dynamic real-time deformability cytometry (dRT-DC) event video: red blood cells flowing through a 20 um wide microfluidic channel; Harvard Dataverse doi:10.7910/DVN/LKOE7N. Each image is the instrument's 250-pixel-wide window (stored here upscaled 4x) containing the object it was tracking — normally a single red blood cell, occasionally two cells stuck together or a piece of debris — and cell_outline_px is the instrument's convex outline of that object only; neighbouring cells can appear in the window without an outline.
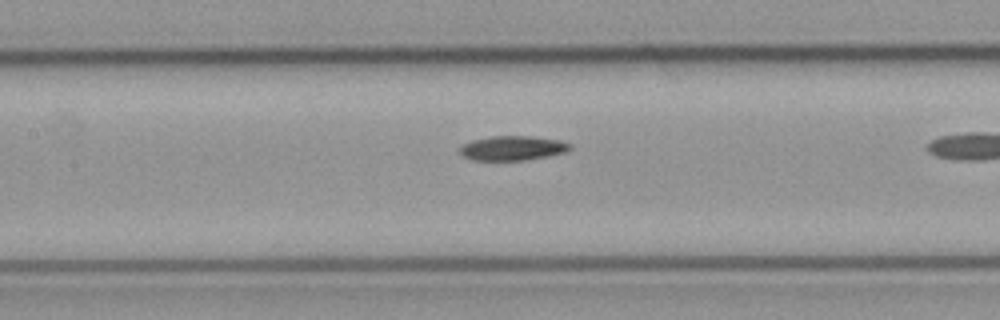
{"species": "common noctule bat (a hibernating species)", "species_latin": "Nyctalus noctula", "temperature_condition": "cold", "stored_images_in_passage": 16, "camera_frame_rate_fps": 3000, "um_per_image_px": 0.085, "animal": {"sex": "male", "body_mass_g": 23.1, "forearm_length_mm": 52.7}, "frame": {"image": 1, "passage_image": 14, "time_ms": 4.333, "image_size_px": [1000, 320], "cell_outline_px": [[572, 148], [568, 152], [528, 160], [472, 160], [464, 156], [460, 152], [460, 148], [464, 144], [472, 140], [492, 136], [532, 136], [560, 140], [572, 144]], "centroid_in_image_um": [43.63, 12.59], "position_along_channel_um": 163.8, "area_um2": 15.84}}